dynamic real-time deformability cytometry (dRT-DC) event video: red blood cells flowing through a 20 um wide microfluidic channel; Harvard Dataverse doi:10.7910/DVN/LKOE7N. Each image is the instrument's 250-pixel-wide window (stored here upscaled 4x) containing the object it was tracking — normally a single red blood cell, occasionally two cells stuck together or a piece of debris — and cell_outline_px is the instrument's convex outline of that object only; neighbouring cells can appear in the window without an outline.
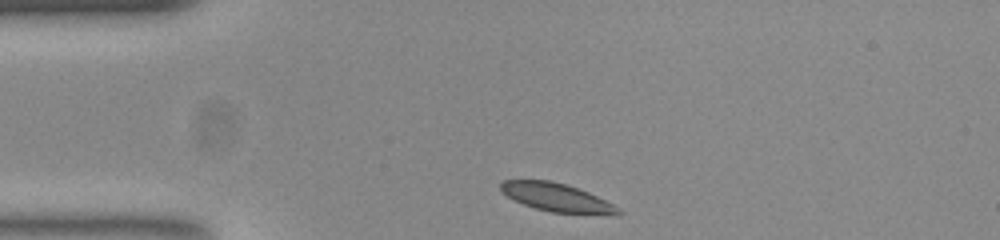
{"species": "common noctule bat (a hibernating species)", "species_latin": "Nyctalus noctula", "temperature_condition": "room temperature", "stored_images_in_passage": 33, "camera_frame_rate_fps": 3000, "um_per_image_px": 0.085, "animal": {"sex": "female", "body_mass_g": 23.0, "forearm_length_mm": 53.4}, "frame": {"image": 1, "passage_image": 1, "time_ms": 0.0, "image_size_px": [1000, 240], "cell_outline_px": [[624, 212], [616, 216], [552, 212], [536, 208], [512, 200], [500, 188], [500, 184], [504, 180], [552, 180], [588, 192], [620, 208]], "centroid_in_image_um": [47.38, 16.81], "position_along_channel_um": 37.6, "area_um2": 19.42}}
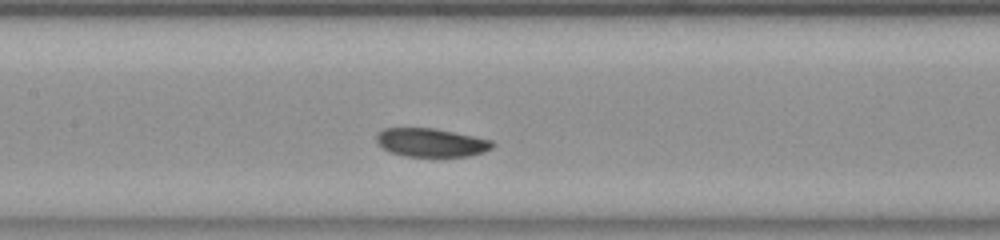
{"frame": {"image": 2, "passage_image": 14, "time_ms": 4.333, "image_size_px": [1000, 240], "cell_outline_px": [[496, 144], [492, 148], [484, 152], [472, 156], [404, 156], [388, 152], [376, 140], [376, 136], [384, 128], [432, 128], [492, 140]], "centroid_in_image_um": [36.67, 12.13], "position_along_channel_um": 170.7, "area_um2": 19.13}}
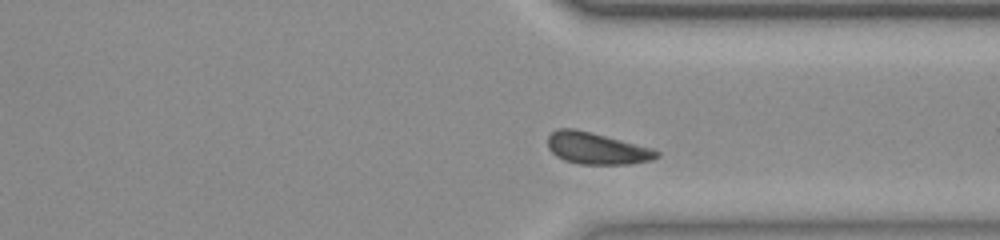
{"frame": {"image": 3, "passage_image": 29, "time_ms": 9.333, "image_size_px": [1000, 240], "cell_outline_px": [[660, 156], [652, 160], [628, 164], [580, 164], [564, 160], [556, 156], [548, 148], [548, 136], [556, 128], [572, 128], [652, 148], [660, 152]], "centroid_in_image_um": [50.7, 12.62], "position_along_channel_um": 360.7, "area_um2": 19.88}, "authors_computed_cell_mechanics": {"area_um2": 20.1144, "velocity_mm_per_s": 3.7936, "shape_relaxation_time_tau1_ms": 3.9132, "shape_relaxation_time_tau2_ms": null, "deformation_change_tau1": 0.0781, "deformation_change_tau2": null}}